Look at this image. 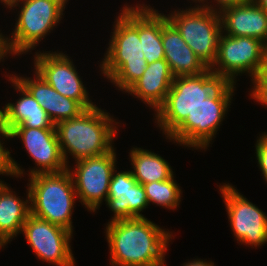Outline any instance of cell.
I'll list each match as a JSON object with an SVG mask.
<instances>
[{"label": "cell", "mask_w": 267, "mask_h": 266, "mask_svg": "<svg viewBox=\"0 0 267 266\" xmlns=\"http://www.w3.org/2000/svg\"><path fill=\"white\" fill-rule=\"evenodd\" d=\"M6 244L7 243L0 237V248H2V246L4 247Z\"/></svg>", "instance_id": "34"}, {"label": "cell", "mask_w": 267, "mask_h": 266, "mask_svg": "<svg viewBox=\"0 0 267 266\" xmlns=\"http://www.w3.org/2000/svg\"><path fill=\"white\" fill-rule=\"evenodd\" d=\"M0 136L11 139L10 131L3 124L0 118ZM3 144L0 140V175H11L17 177H21L24 175L23 171L19 164L16 163L14 159L10 156V151L3 147ZM5 148V149H4ZM7 149V150H6Z\"/></svg>", "instance_id": "25"}, {"label": "cell", "mask_w": 267, "mask_h": 266, "mask_svg": "<svg viewBox=\"0 0 267 266\" xmlns=\"http://www.w3.org/2000/svg\"><path fill=\"white\" fill-rule=\"evenodd\" d=\"M22 233L42 261L56 266H75L70 246L73 233L69 230L29 214Z\"/></svg>", "instance_id": "11"}, {"label": "cell", "mask_w": 267, "mask_h": 266, "mask_svg": "<svg viewBox=\"0 0 267 266\" xmlns=\"http://www.w3.org/2000/svg\"><path fill=\"white\" fill-rule=\"evenodd\" d=\"M256 157L258 160L260 171L263 174L264 180L267 182V133H263L256 143Z\"/></svg>", "instance_id": "26"}, {"label": "cell", "mask_w": 267, "mask_h": 266, "mask_svg": "<svg viewBox=\"0 0 267 266\" xmlns=\"http://www.w3.org/2000/svg\"><path fill=\"white\" fill-rule=\"evenodd\" d=\"M104 111L95 105L78 117L62 120L55 125L66 164L67 152L78 161L106 154L113 149L117 128L112 116Z\"/></svg>", "instance_id": "4"}, {"label": "cell", "mask_w": 267, "mask_h": 266, "mask_svg": "<svg viewBox=\"0 0 267 266\" xmlns=\"http://www.w3.org/2000/svg\"><path fill=\"white\" fill-rule=\"evenodd\" d=\"M68 0H23L9 45L13 55L24 54L57 26ZM23 6V7H22ZM11 40V41H10Z\"/></svg>", "instance_id": "7"}, {"label": "cell", "mask_w": 267, "mask_h": 266, "mask_svg": "<svg viewBox=\"0 0 267 266\" xmlns=\"http://www.w3.org/2000/svg\"><path fill=\"white\" fill-rule=\"evenodd\" d=\"M30 214L73 233L72 210L77 198L68 169L30 176Z\"/></svg>", "instance_id": "5"}, {"label": "cell", "mask_w": 267, "mask_h": 266, "mask_svg": "<svg viewBox=\"0 0 267 266\" xmlns=\"http://www.w3.org/2000/svg\"><path fill=\"white\" fill-rule=\"evenodd\" d=\"M253 85L250 96L255 99L256 102L267 106V82H253Z\"/></svg>", "instance_id": "27"}, {"label": "cell", "mask_w": 267, "mask_h": 266, "mask_svg": "<svg viewBox=\"0 0 267 266\" xmlns=\"http://www.w3.org/2000/svg\"><path fill=\"white\" fill-rule=\"evenodd\" d=\"M122 9L100 67L104 77L126 93L148 64L139 39V7L128 5Z\"/></svg>", "instance_id": "3"}, {"label": "cell", "mask_w": 267, "mask_h": 266, "mask_svg": "<svg viewBox=\"0 0 267 266\" xmlns=\"http://www.w3.org/2000/svg\"><path fill=\"white\" fill-rule=\"evenodd\" d=\"M113 171L109 184L107 206L114 212L111 221L144 218L140 212L148 205L142 184L138 183L131 171Z\"/></svg>", "instance_id": "15"}, {"label": "cell", "mask_w": 267, "mask_h": 266, "mask_svg": "<svg viewBox=\"0 0 267 266\" xmlns=\"http://www.w3.org/2000/svg\"><path fill=\"white\" fill-rule=\"evenodd\" d=\"M259 7L267 12V0H253Z\"/></svg>", "instance_id": "33"}, {"label": "cell", "mask_w": 267, "mask_h": 266, "mask_svg": "<svg viewBox=\"0 0 267 266\" xmlns=\"http://www.w3.org/2000/svg\"><path fill=\"white\" fill-rule=\"evenodd\" d=\"M162 45L164 59L168 62L174 77L198 75L208 69L164 14H162Z\"/></svg>", "instance_id": "17"}, {"label": "cell", "mask_w": 267, "mask_h": 266, "mask_svg": "<svg viewBox=\"0 0 267 266\" xmlns=\"http://www.w3.org/2000/svg\"><path fill=\"white\" fill-rule=\"evenodd\" d=\"M26 201L11 191L6 183L0 187V237L9 243L10 239L22 232L24 223L30 214V193L27 189Z\"/></svg>", "instance_id": "21"}, {"label": "cell", "mask_w": 267, "mask_h": 266, "mask_svg": "<svg viewBox=\"0 0 267 266\" xmlns=\"http://www.w3.org/2000/svg\"><path fill=\"white\" fill-rule=\"evenodd\" d=\"M236 83L209 68L198 75L175 77L165 102L156 110V121L168 136L204 101L231 99Z\"/></svg>", "instance_id": "2"}, {"label": "cell", "mask_w": 267, "mask_h": 266, "mask_svg": "<svg viewBox=\"0 0 267 266\" xmlns=\"http://www.w3.org/2000/svg\"><path fill=\"white\" fill-rule=\"evenodd\" d=\"M186 44L210 68L215 62L223 29L220 13L199 7L178 10L166 15Z\"/></svg>", "instance_id": "6"}, {"label": "cell", "mask_w": 267, "mask_h": 266, "mask_svg": "<svg viewBox=\"0 0 267 266\" xmlns=\"http://www.w3.org/2000/svg\"><path fill=\"white\" fill-rule=\"evenodd\" d=\"M114 148L106 154L84 158L76 162L75 170L70 171L77 199L85 207L95 212L102 200H107L112 173L116 169Z\"/></svg>", "instance_id": "9"}, {"label": "cell", "mask_w": 267, "mask_h": 266, "mask_svg": "<svg viewBox=\"0 0 267 266\" xmlns=\"http://www.w3.org/2000/svg\"><path fill=\"white\" fill-rule=\"evenodd\" d=\"M219 13L226 35L251 37L267 45V12L253 0L225 8Z\"/></svg>", "instance_id": "16"}, {"label": "cell", "mask_w": 267, "mask_h": 266, "mask_svg": "<svg viewBox=\"0 0 267 266\" xmlns=\"http://www.w3.org/2000/svg\"><path fill=\"white\" fill-rule=\"evenodd\" d=\"M4 5H6L8 8L12 7L14 8L15 6H19V2L23 0H0Z\"/></svg>", "instance_id": "32"}, {"label": "cell", "mask_w": 267, "mask_h": 266, "mask_svg": "<svg viewBox=\"0 0 267 266\" xmlns=\"http://www.w3.org/2000/svg\"><path fill=\"white\" fill-rule=\"evenodd\" d=\"M197 1L199 3H203L204 4V1H206V0H197ZM215 1H217V4H216L217 5V9L214 8L212 5L209 6V4L208 5H206V4L201 5L200 4L199 7L210 9V10H213V11H216V12H221L225 8H228V7H231V6H235L237 4H241V3L246 2L248 0H215Z\"/></svg>", "instance_id": "28"}, {"label": "cell", "mask_w": 267, "mask_h": 266, "mask_svg": "<svg viewBox=\"0 0 267 266\" xmlns=\"http://www.w3.org/2000/svg\"><path fill=\"white\" fill-rule=\"evenodd\" d=\"M232 99L207 97L168 136L180 145L207 149L227 113Z\"/></svg>", "instance_id": "10"}, {"label": "cell", "mask_w": 267, "mask_h": 266, "mask_svg": "<svg viewBox=\"0 0 267 266\" xmlns=\"http://www.w3.org/2000/svg\"><path fill=\"white\" fill-rule=\"evenodd\" d=\"M148 205L150 202L167 209H176L181 199L180 186L174 181V176L167 180L143 184Z\"/></svg>", "instance_id": "24"}, {"label": "cell", "mask_w": 267, "mask_h": 266, "mask_svg": "<svg viewBox=\"0 0 267 266\" xmlns=\"http://www.w3.org/2000/svg\"><path fill=\"white\" fill-rule=\"evenodd\" d=\"M230 227L240 243L262 246L267 242V215L243 197L232 185L219 186Z\"/></svg>", "instance_id": "12"}, {"label": "cell", "mask_w": 267, "mask_h": 266, "mask_svg": "<svg viewBox=\"0 0 267 266\" xmlns=\"http://www.w3.org/2000/svg\"><path fill=\"white\" fill-rule=\"evenodd\" d=\"M183 266H214L213 262H209L208 261H203V260H198V259H194L193 261H189L188 263H184Z\"/></svg>", "instance_id": "31"}, {"label": "cell", "mask_w": 267, "mask_h": 266, "mask_svg": "<svg viewBox=\"0 0 267 266\" xmlns=\"http://www.w3.org/2000/svg\"><path fill=\"white\" fill-rule=\"evenodd\" d=\"M253 82H267V45L264 52L262 68L259 74L252 80Z\"/></svg>", "instance_id": "29"}, {"label": "cell", "mask_w": 267, "mask_h": 266, "mask_svg": "<svg viewBox=\"0 0 267 266\" xmlns=\"http://www.w3.org/2000/svg\"><path fill=\"white\" fill-rule=\"evenodd\" d=\"M9 80L22 95L17 102L8 103L0 109V118L3 124L11 131L14 127L56 128L45 110L30 92L14 77Z\"/></svg>", "instance_id": "19"}, {"label": "cell", "mask_w": 267, "mask_h": 266, "mask_svg": "<svg viewBox=\"0 0 267 266\" xmlns=\"http://www.w3.org/2000/svg\"><path fill=\"white\" fill-rule=\"evenodd\" d=\"M265 48L266 44L259 39L223 35L222 32L216 60L209 69L214 73L228 76L234 83L235 77L246 71L253 80L262 68Z\"/></svg>", "instance_id": "8"}, {"label": "cell", "mask_w": 267, "mask_h": 266, "mask_svg": "<svg viewBox=\"0 0 267 266\" xmlns=\"http://www.w3.org/2000/svg\"><path fill=\"white\" fill-rule=\"evenodd\" d=\"M132 174L140 184L170 179L174 176L171 166L154 152L135 148L130 151Z\"/></svg>", "instance_id": "23"}, {"label": "cell", "mask_w": 267, "mask_h": 266, "mask_svg": "<svg viewBox=\"0 0 267 266\" xmlns=\"http://www.w3.org/2000/svg\"><path fill=\"white\" fill-rule=\"evenodd\" d=\"M174 78L165 59L154 61L126 92L141 99L156 111L165 102Z\"/></svg>", "instance_id": "20"}, {"label": "cell", "mask_w": 267, "mask_h": 266, "mask_svg": "<svg viewBox=\"0 0 267 266\" xmlns=\"http://www.w3.org/2000/svg\"><path fill=\"white\" fill-rule=\"evenodd\" d=\"M35 79L14 76L37 100L56 125L66 119L78 117L86 109L76 100L62 96L36 72Z\"/></svg>", "instance_id": "18"}, {"label": "cell", "mask_w": 267, "mask_h": 266, "mask_svg": "<svg viewBox=\"0 0 267 266\" xmlns=\"http://www.w3.org/2000/svg\"><path fill=\"white\" fill-rule=\"evenodd\" d=\"M12 54L13 52L11 51L10 45H9V40L7 37L3 36L2 33H0V61L8 54Z\"/></svg>", "instance_id": "30"}, {"label": "cell", "mask_w": 267, "mask_h": 266, "mask_svg": "<svg viewBox=\"0 0 267 266\" xmlns=\"http://www.w3.org/2000/svg\"><path fill=\"white\" fill-rule=\"evenodd\" d=\"M11 138L22 140L24 148L37 164L29 175L39 173H59L68 168L63 158L56 128L14 127ZM40 167V168H39Z\"/></svg>", "instance_id": "14"}, {"label": "cell", "mask_w": 267, "mask_h": 266, "mask_svg": "<svg viewBox=\"0 0 267 266\" xmlns=\"http://www.w3.org/2000/svg\"><path fill=\"white\" fill-rule=\"evenodd\" d=\"M34 70L62 96L78 101L85 109L95 106L83 85L78 72L64 53H36Z\"/></svg>", "instance_id": "13"}, {"label": "cell", "mask_w": 267, "mask_h": 266, "mask_svg": "<svg viewBox=\"0 0 267 266\" xmlns=\"http://www.w3.org/2000/svg\"><path fill=\"white\" fill-rule=\"evenodd\" d=\"M171 232L147 218L108 222L106 237L111 266H165Z\"/></svg>", "instance_id": "1"}, {"label": "cell", "mask_w": 267, "mask_h": 266, "mask_svg": "<svg viewBox=\"0 0 267 266\" xmlns=\"http://www.w3.org/2000/svg\"><path fill=\"white\" fill-rule=\"evenodd\" d=\"M3 184H4L3 181H1V179H0V187H1Z\"/></svg>", "instance_id": "35"}, {"label": "cell", "mask_w": 267, "mask_h": 266, "mask_svg": "<svg viewBox=\"0 0 267 266\" xmlns=\"http://www.w3.org/2000/svg\"><path fill=\"white\" fill-rule=\"evenodd\" d=\"M139 7V39L147 64L164 59L162 13L144 4Z\"/></svg>", "instance_id": "22"}]
</instances>
